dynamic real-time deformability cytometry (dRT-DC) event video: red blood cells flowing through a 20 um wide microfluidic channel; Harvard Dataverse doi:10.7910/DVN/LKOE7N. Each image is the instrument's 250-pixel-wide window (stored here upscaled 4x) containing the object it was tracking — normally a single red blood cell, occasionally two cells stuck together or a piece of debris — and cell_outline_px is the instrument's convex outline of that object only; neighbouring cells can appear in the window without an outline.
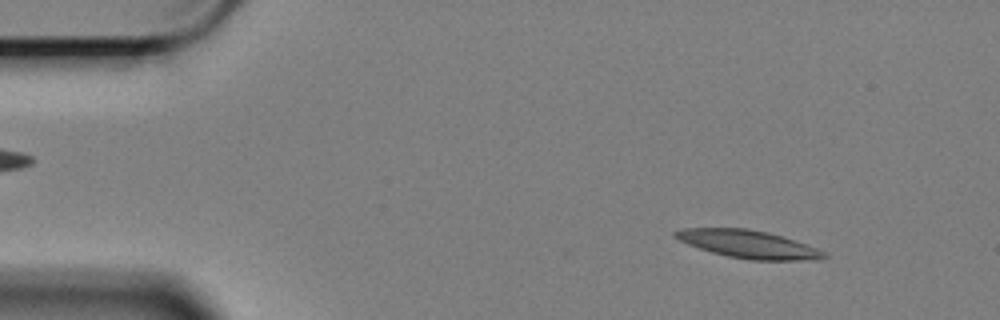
{"species": "Egyptian fruit bat (a non-hibernating species)", "species_latin": "Rousettus aegyptiacus", "temperature_condition": "cold", "stored_images_in_passage": 58, "camera_frame_rate_fps": 3000, "um_per_image_px": 0.085, "animal": {"sex": "female"}, "frame": {"image": 1, "passage_image": 6, "time_ms": 1.667, "image_size_px": [1000, 320], "cell_outline_px": [[828, 256], [820, 260], [748, 260], [728, 256], [712, 252], [688, 244], [672, 236], [672, 232], [684, 228], [748, 228], [768, 232], [816, 248], [824, 252]], "centroid_in_image_um": [63.58, 20.76], "position_along_channel_um": 21.4, "area_um2": 23.93}}
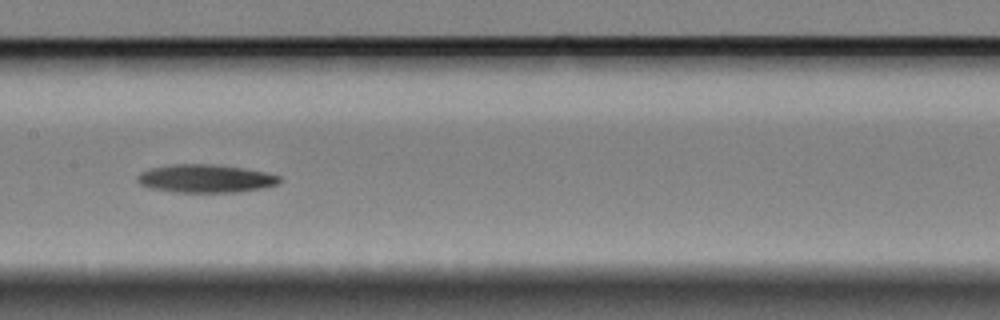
{"frame": {"image": 2, "passage_image": 28, "time_ms": 9.0, "image_size_px": [1000, 320], "cell_outline_px": [[280, 180], [276, 184], [264, 188], [236, 192], [172, 192], [148, 188], [140, 184], [136, 180], [136, 176], [140, 172], [152, 168], [172, 164], [216, 164], [244, 168], [264, 172], [280, 176]], "centroid_in_image_um": [17.43, 15.18], "position_along_channel_um": 190.0, "area_um2": 23.41}}
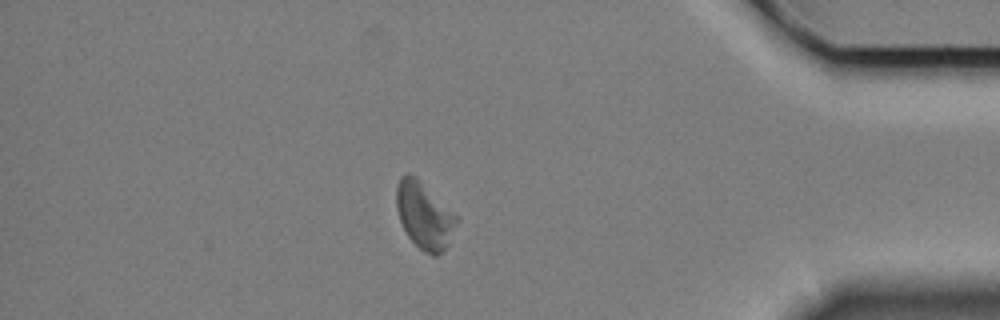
{"frame": {"image": 3, "passage_image": 50, "time_ms": 16.333, "image_size_px": [1000, 320], "cell_outline_px": [[460, 216], [448, 248], [436, 256], [432, 256], [424, 252], [408, 236], [400, 220], [396, 208], [396, 184], [400, 176], [416, 176]], "centroid_in_image_um": [36.12, 18.33], "position_along_channel_um": 399.1, "area_um2": 23.76}}